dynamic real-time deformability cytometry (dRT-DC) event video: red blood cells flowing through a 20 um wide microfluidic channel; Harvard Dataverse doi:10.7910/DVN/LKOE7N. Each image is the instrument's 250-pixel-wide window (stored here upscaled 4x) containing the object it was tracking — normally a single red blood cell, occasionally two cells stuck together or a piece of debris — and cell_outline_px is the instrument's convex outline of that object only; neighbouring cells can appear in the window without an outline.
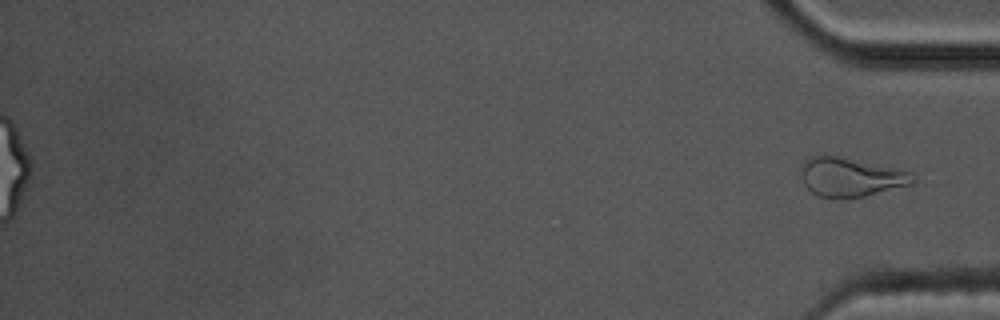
{"species": "common noctule bat (a hibernating species)", "species_latin": "Nyctalus noctula", "temperature_condition": "cold", "stored_images_in_passage": 44, "segment_of_instrument_passage": [2, 2], "camera_frame_rate_fps": 3000, "um_per_image_px": 0.085, "animal": {"sex": "male", "body_mass_g": 17.5, "forearm_length_mm": 52.3}, "frame": {"image": 1, "passage_image": 44, "time_ms": 14.333, "image_size_px": [1000, 320], "cell_outline_px": [[912, 184], [864, 196], [836, 200], [816, 196], [804, 184], [800, 172], [800, 168], [808, 156], [836, 156], [912, 172]], "centroid_in_image_um": [72.23, 15.09], "position_along_channel_um": 363.0, "area_um2": 25.2}}